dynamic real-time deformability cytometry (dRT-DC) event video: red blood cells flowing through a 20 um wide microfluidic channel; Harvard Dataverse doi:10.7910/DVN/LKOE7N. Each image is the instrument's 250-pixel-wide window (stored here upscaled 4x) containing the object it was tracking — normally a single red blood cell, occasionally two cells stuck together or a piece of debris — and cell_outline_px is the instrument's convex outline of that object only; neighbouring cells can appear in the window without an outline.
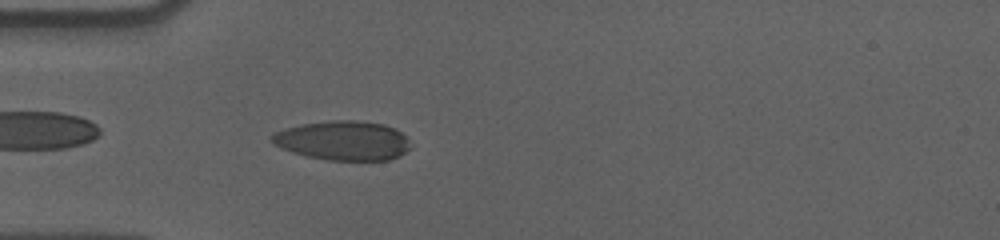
{"species": "human", "species_latin": "Homo sapiens", "temperature_condition": "cold", "stored_images_in_passage": 43, "camera_frame_rate_fps": 3000, "um_per_image_px": 0.085, "donor": {"sex": "male"}, "frame": {"image": 1, "passage_image": 3, "time_ms": 0.667, "image_size_px": [1000, 240], "cell_outline_px": [[408, 148], [400, 156], [388, 160], [328, 160], [308, 156], [292, 152], [280, 148], [268, 136], [272, 132], [300, 124], [332, 120], [356, 120], [384, 124], [400, 132], [408, 140]], "centroid_in_image_um": [29.11, 11.94], "position_along_channel_um": 55.9, "area_um2": 31.67}}
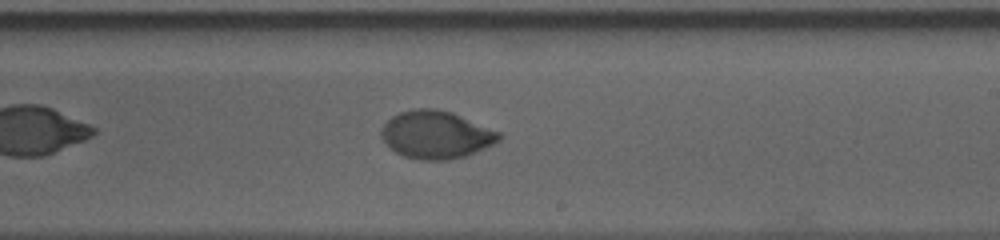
{"frame": {"image": 2, "passage_image": 20, "time_ms": 6.333, "image_size_px": [1000, 240], "cell_outline_px": [[504, 136], [500, 140], [484, 148], [464, 156], [448, 160], [416, 160], [404, 156], [396, 152], [380, 136], [380, 132], [384, 124], [392, 116], [400, 112], [412, 108], [436, 108], [452, 112], [500, 132]], "centroid_in_image_um": [37.06, 11.44], "position_along_channel_um": 251.9, "area_um2": 32.71}}
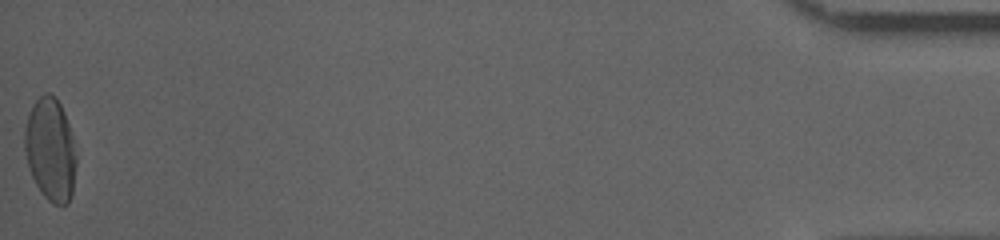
{"frame": {"image": 3, "passage_image": 43, "time_ms": 14.0, "image_size_px": [1000, 240], "cell_outline_px": [[76, 164], [72, 196], [68, 204], [52, 204], [40, 192], [28, 168], [24, 148], [24, 128], [28, 112], [32, 104], [44, 92], [48, 92], [56, 96], [64, 112], [72, 136], [76, 156]], "centroid_in_image_um": [4.27, 12.7], "position_along_channel_um": 430.9, "area_um2": 31.33}, "authors_computed_cell_mechanics": {"area_um2": 32.079, "velocity_mm_per_s": 3.5855, "shape_relaxation_time_tau1_ms": 5.5592, "shape_relaxation_time_tau2_ms": null, "deformation_change_tau1": 0.1963, "deformation_change_tau2": null}}